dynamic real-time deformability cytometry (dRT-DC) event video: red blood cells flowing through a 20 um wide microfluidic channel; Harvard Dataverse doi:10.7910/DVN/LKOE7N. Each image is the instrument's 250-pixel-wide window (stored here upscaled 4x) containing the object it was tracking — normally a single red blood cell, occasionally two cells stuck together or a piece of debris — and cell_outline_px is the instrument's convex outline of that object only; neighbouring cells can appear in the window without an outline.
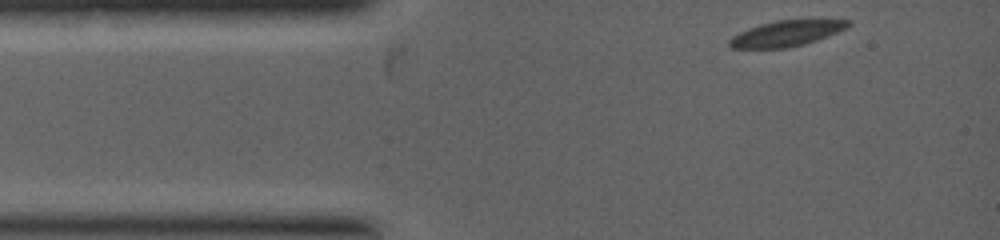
{"species": "common noctule bat (a hibernating species)", "species_latin": "Nyctalus noctula", "temperature_condition": "warm", "stored_images_in_passage": 6, "camera_frame_rate_fps": 5000, "um_per_image_px": 0.085, "animal": {"sex": "female", "body_mass_g": 19.0, "forearm_length_mm": 53.3}, "frame": {"image": 1, "passage_image": 1, "time_ms": 0.0, "image_size_px": [1000, 240], "cell_outline_px": [[852, 24], [836, 32], [816, 40], [804, 44], [784, 48], [732, 48], [728, 44], [728, 40], [732, 36], [748, 28], [760, 24], [776, 20], [812, 16], [852, 20]], "centroid_in_image_um": [66.93, 2.77], "position_along_channel_um": 18.1, "area_um2": 18.61}}
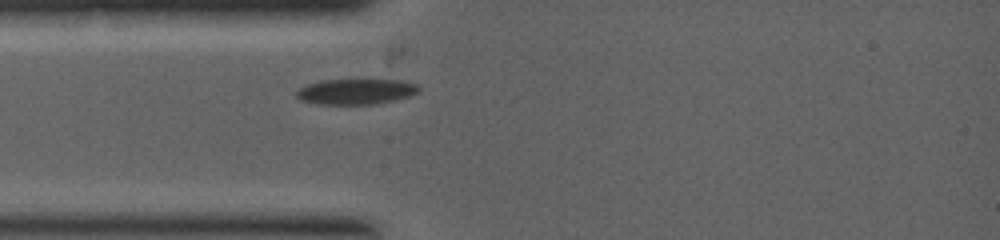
{"frame": {"image": 2, "passage_image": 4, "time_ms": 1.2, "image_size_px": [1000, 240], "cell_outline_px": [[420, 92], [408, 96], [376, 104], [316, 104], [300, 100], [296, 96], [296, 92], [300, 88], [308, 84], [320, 80], [400, 80], [416, 84], [420, 88]], "centroid_in_image_um": [30.24, 7.78], "position_along_channel_um": 54.8, "area_um2": 18.09}}
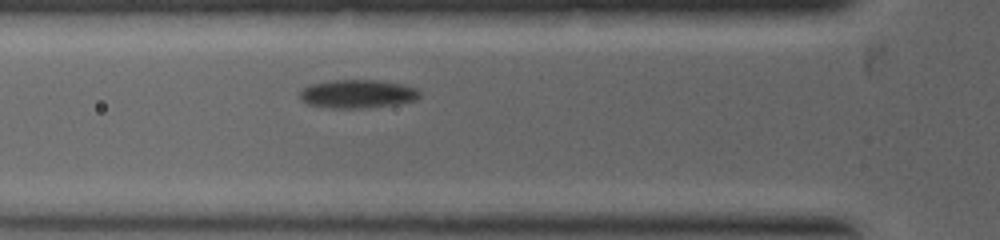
{"frame": {"image": 3, "passage_image": 6, "time_ms": 1.8, "image_size_px": [1000, 240], "cell_outline_px": [[420, 96], [416, 100], [396, 104], [360, 108], [328, 108], [308, 104], [300, 100], [300, 92], [304, 88], [312, 84], [336, 80], [376, 80], [400, 84], [416, 88], [420, 92]], "centroid_in_image_um": [30.38, 7.99], "position_along_channel_um": 95.4, "area_um2": 19.65}}